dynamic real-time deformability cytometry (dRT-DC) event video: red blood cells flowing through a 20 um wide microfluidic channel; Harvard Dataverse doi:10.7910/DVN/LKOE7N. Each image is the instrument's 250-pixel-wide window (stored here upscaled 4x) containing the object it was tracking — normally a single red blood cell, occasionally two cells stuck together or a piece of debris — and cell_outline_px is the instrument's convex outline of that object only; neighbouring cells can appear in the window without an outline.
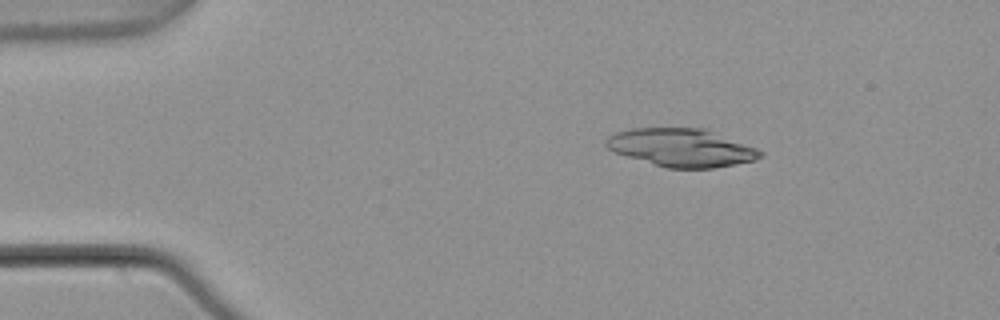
{"species": "common noctule bat (a hibernating species)", "species_latin": "Nyctalus noctula", "temperature_condition": "warm", "stored_images_in_passage": 6, "camera_frame_rate_fps": 3000, "um_per_image_px": 0.085, "animal": {"sex": "male", "body_mass_g": 21.5, "forearm_length_mm": 52.0}, "frame": {"image": 1, "passage_image": 3, "time_ms": 0.667, "image_size_px": [1000, 320], "cell_outline_px": [[764, 156], [756, 160], [736, 164], [712, 168], [668, 168], [612, 152], [604, 144], [604, 140], [608, 136], [616, 132], [632, 128], [704, 128], [756, 148], [764, 152]], "centroid_in_image_um": [57.91, 12.55], "position_along_channel_um": 27.1, "area_um2": 34.16}}